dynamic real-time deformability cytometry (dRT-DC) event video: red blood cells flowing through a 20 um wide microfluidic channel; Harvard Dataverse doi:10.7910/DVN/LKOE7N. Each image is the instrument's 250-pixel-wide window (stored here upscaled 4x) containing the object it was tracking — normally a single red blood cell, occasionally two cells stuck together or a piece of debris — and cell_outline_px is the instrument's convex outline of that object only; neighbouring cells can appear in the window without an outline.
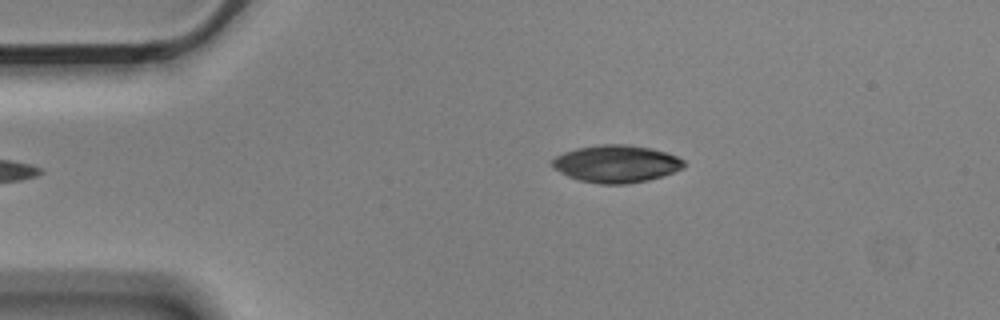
{"species": "Egyptian fruit bat (a non-hibernating species)", "species_latin": "Rousettus aegyptiacus", "temperature_condition": "cold", "stored_images_in_passage": 4, "camera_frame_rate_fps": 3000, "um_per_image_px": 0.085, "animal": {"sex": "male"}, "frame": {"image": 1, "passage_image": 4, "time_ms": 1.0, "image_size_px": [1000, 320], "cell_outline_px": [[684, 168], [648, 180], [628, 184], [600, 184], [580, 180], [568, 176], [552, 168], [552, 160], [556, 156], [564, 152], [576, 148], [600, 144], [628, 144], [652, 148], [676, 156], [684, 160]], "centroid_in_image_um": [52.36, 13.92], "position_along_channel_um": 32.6, "area_um2": 28.67}}